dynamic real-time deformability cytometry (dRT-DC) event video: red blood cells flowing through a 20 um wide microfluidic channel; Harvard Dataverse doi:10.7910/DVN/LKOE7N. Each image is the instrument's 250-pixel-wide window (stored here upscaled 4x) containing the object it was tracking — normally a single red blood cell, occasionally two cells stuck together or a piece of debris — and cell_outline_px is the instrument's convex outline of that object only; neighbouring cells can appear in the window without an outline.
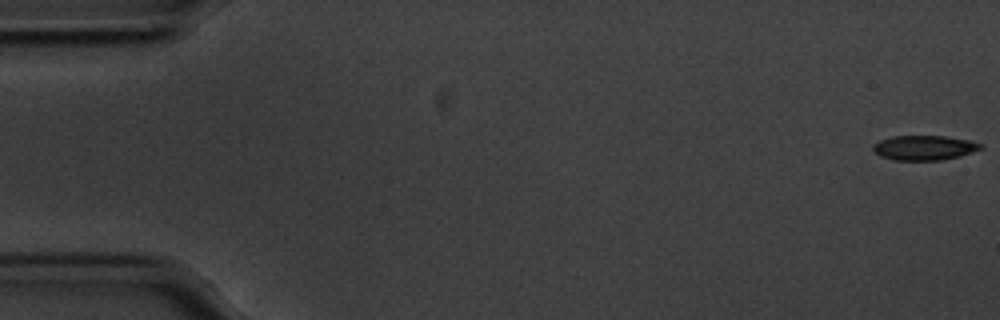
{"species": "common noctule bat (a hibernating species)", "species_latin": "Nyctalus noctula", "temperature_condition": "cold", "stored_images_in_passage": 57, "camera_frame_rate_fps": 3000, "um_per_image_px": 0.085, "animal": {"sex": "male", "body_mass_g": 20.1, "forearm_length_mm": 53.5}, "frame": {"image": 1, "passage_image": 1, "time_ms": 0.0, "image_size_px": [1000, 320], "cell_outline_px": [[984, 148], [960, 156], [940, 160], [896, 160], [880, 156], [872, 148], [880, 140], [892, 136], [944, 136], [968, 140], [984, 144]], "centroid_in_image_um": [78.6, 12.56], "position_along_channel_um": 6.4, "area_um2": 15.37}}
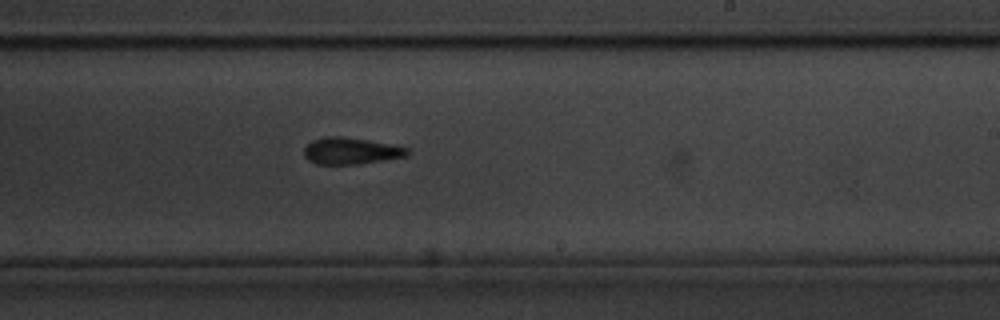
{"frame": {"image": 2, "passage_image": 34, "time_ms": 11.0, "image_size_px": [1000, 320], "cell_outline_px": [[412, 152], [408, 156], [384, 160], [356, 164], [316, 164], [308, 160], [304, 156], [304, 148], [312, 140], [324, 136], [344, 136], [396, 144], [408, 148]], "centroid_in_image_um": [29.87, 12.81], "position_along_channel_um": 259.1, "area_um2": 16.42}}
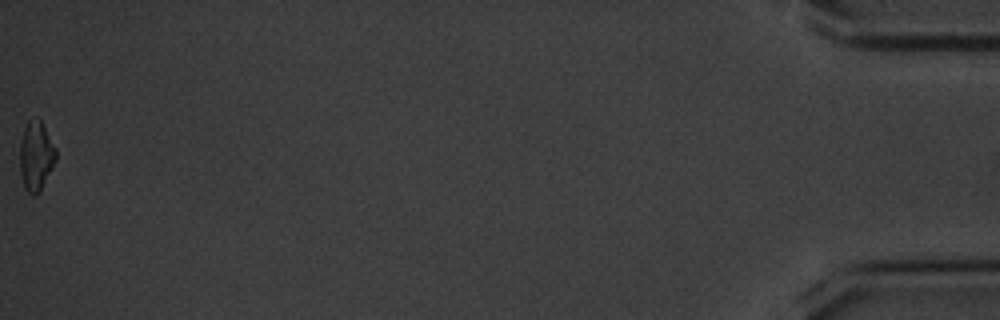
{"frame": {"image": 3, "passage_image": 57, "time_ms": 18.667, "image_size_px": [1000, 320], "cell_outline_px": [[56, 160], [40, 192], [36, 196], [32, 196], [24, 188], [20, 172], [20, 140], [24, 128], [28, 120], [36, 116], [40, 120], [56, 148]], "centroid_in_image_um": [3.05, 13.27], "position_along_channel_um": 432.1, "area_um2": 14.74}, "authors_computed_cell_mechanics": {"area_um2": 16.0684, "velocity_mm_per_s": 3.5505, "shape_relaxation_time_tau1_ms": 3.637, "shape_relaxation_time_tau2_ms": 8.2621, "deformation_change_tau1": 0.0977, "deformation_change_tau2": 0.1569}}